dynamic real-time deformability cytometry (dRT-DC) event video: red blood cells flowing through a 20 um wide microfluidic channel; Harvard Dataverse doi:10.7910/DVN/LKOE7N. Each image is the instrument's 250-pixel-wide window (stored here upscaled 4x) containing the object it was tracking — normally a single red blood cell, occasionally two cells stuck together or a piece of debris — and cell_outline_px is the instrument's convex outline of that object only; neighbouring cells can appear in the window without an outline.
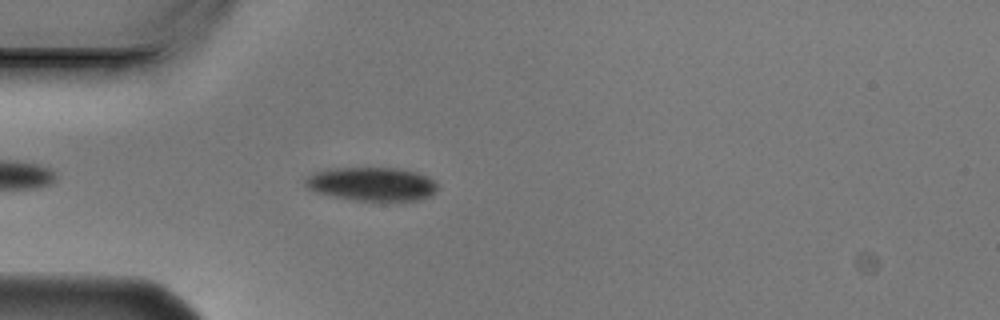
{"species": "Egyptian fruit bat (a non-hibernating species)", "species_latin": "Rousettus aegyptiacus", "temperature_condition": "cold", "stored_images_in_passage": 4, "camera_frame_rate_fps": 3000, "um_per_image_px": 0.085, "animal": {"sex": "male"}, "frame": {"image": 1, "passage_image": 4, "time_ms": 1.0, "image_size_px": [1000, 320], "cell_outline_px": [[440, 188], [436, 192], [428, 196], [416, 200], [356, 200], [316, 192], [308, 188], [304, 184], [304, 176], [312, 172], [324, 168], [400, 168], [416, 172], [428, 176], [436, 180]], "centroid_in_image_um": [31.6, 15.61], "position_along_channel_um": 53.4, "area_um2": 26.18}}